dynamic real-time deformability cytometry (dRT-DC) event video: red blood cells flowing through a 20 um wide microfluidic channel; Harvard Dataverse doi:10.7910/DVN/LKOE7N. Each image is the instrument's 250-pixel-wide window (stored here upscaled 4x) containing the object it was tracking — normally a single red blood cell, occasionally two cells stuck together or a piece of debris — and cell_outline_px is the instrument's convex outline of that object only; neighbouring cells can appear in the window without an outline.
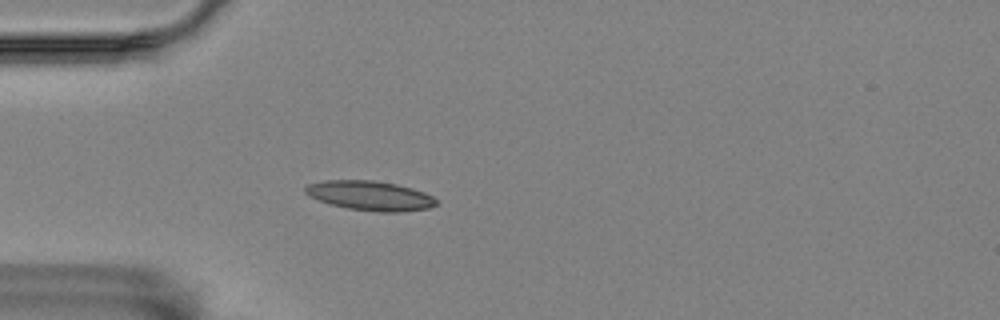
{"species": "Egyptian fruit bat (a non-hibernating species)", "species_latin": "Rousettus aegyptiacus", "temperature_condition": "room temperature", "stored_images_in_passage": 3, "camera_frame_rate_fps": 3000, "um_per_image_px": 0.085, "animal": {"sex": "female"}, "frame": {"image": 1, "passage_image": 3, "time_ms": 0.667, "image_size_px": [1000, 320], "cell_outline_px": [[440, 204], [428, 208], [400, 212], [380, 212], [348, 208], [332, 204], [308, 196], [304, 192], [304, 188], [308, 184], [324, 180], [372, 180], [396, 184], [412, 188], [424, 192], [432, 196]], "centroid_in_image_um": [31.47, 16.63], "position_along_channel_um": 53.5, "area_um2": 22.48}}